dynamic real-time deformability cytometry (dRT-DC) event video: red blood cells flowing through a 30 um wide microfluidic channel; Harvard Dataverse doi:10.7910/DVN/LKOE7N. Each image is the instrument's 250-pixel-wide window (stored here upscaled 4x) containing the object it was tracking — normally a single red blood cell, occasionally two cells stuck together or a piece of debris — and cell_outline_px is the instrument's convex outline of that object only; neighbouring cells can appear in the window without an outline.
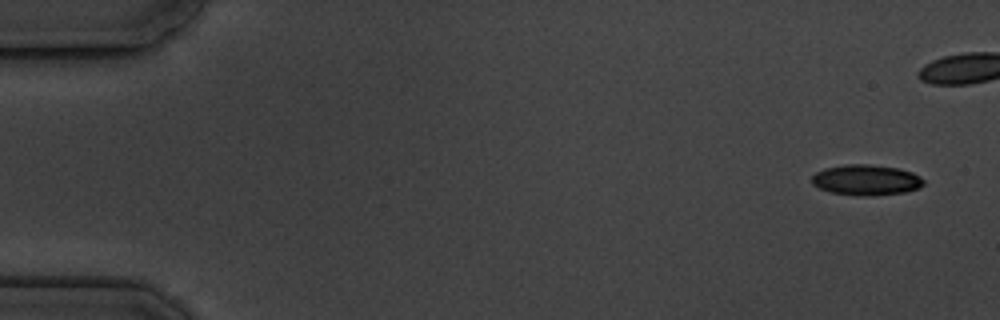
{"species": "common noctule bat (a hibernating species)", "species_latin": "Nyctalus noctula", "temperature_condition": "cold", "stored_images_in_passage": 6, "camera_frame_rate_fps": 3000, "um_per_image_px": 0.085, "animal": {"sex": "male", "body_mass_g": 19.5, "forearm_length_mm": 54.6}, "frame": {"image": 1, "passage_image": 1, "time_ms": 0.0, "image_size_px": [1000, 320], "cell_outline_px": [[924, 184], [920, 188], [904, 192], [872, 196], [856, 196], [832, 192], [820, 188], [812, 184], [812, 176], [816, 172], [824, 168], [844, 164], [868, 164], [900, 168], [912, 172], [920, 176], [924, 180]], "centroid_in_image_um": [73.64, 15.29], "position_along_channel_um": 11.4, "area_um2": 20.11}}